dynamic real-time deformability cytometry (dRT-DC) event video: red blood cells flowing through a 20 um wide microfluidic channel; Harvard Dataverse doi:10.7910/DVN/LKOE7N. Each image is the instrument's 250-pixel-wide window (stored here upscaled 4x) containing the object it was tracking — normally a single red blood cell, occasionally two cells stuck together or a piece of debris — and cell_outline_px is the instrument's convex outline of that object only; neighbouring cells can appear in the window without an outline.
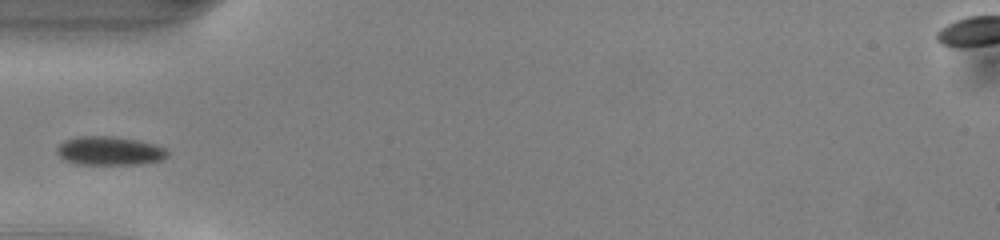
{"species": "common noctule bat (a hibernating species)", "species_latin": "Nyctalus noctula", "temperature_condition": "warm", "stored_images_in_passage": 35, "camera_frame_rate_fps": 3000, "um_per_image_px": 0.085, "animal": {"sex": "male", "body_mass_g": 13.0, "forearm_length_mm": 53.1}, "frame": {"image": 1, "passage_image": 1, "time_ms": 0.0, "image_size_px": [1000, 240], "cell_outline_px": [[168, 156], [164, 160], [140, 164], [76, 164], [64, 160], [56, 152], [56, 148], [64, 140], [76, 136], [112, 136], [136, 140], [156, 144], [164, 148], [168, 152]], "centroid_in_image_um": [9.31, 12.82], "position_along_channel_um": 75.7, "area_um2": 18.67}}
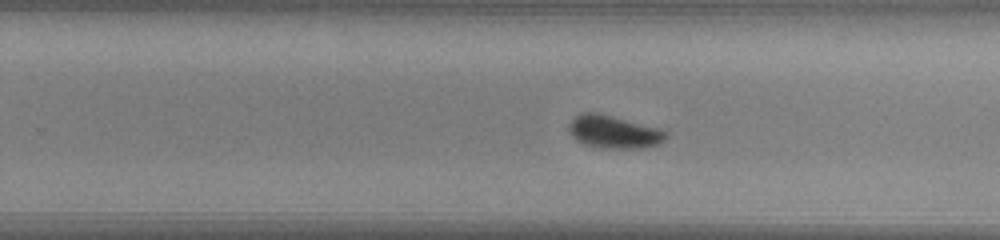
{"frame": {"image": 2, "passage_image": 16, "time_ms": 5.0, "image_size_px": [1000, 240], "cell_outline_px": [[668, 136], [660, 144], [644, 148], [600, 148], [584, 144], [576, 140], [568, 132], [568, 124], [580, 112], [596, 112], [660, 128], [668, 132]], "centroid_in_image_um": [52.18, 11.21], "position_along_channel_um": 277.6, "area_um2": 18.79}}
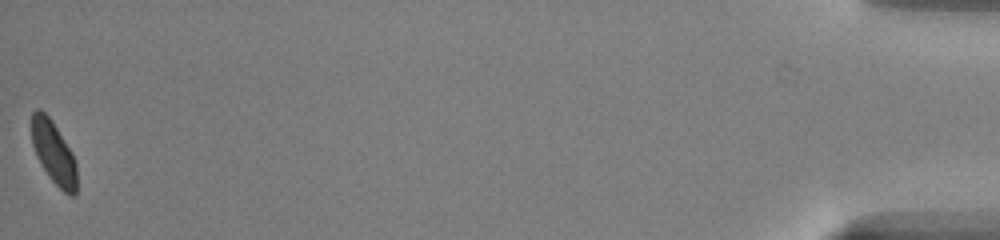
{"frame": {"image": 3, "passage_image": 35, "time_ms": 11.333, "image_size_px": [1000, 240], "cell_outline_px": [[76, 196], [68, 196], [48, 176], [36, 156], [32, 144], [32, 112], [36, 108], [40, 108], [52, 120], [72, 152], [76, 164]], "centroid_in_image_um": [4.56, 12.97], "position_along_channel_um": 430.6, "area_um2": 16.53}}